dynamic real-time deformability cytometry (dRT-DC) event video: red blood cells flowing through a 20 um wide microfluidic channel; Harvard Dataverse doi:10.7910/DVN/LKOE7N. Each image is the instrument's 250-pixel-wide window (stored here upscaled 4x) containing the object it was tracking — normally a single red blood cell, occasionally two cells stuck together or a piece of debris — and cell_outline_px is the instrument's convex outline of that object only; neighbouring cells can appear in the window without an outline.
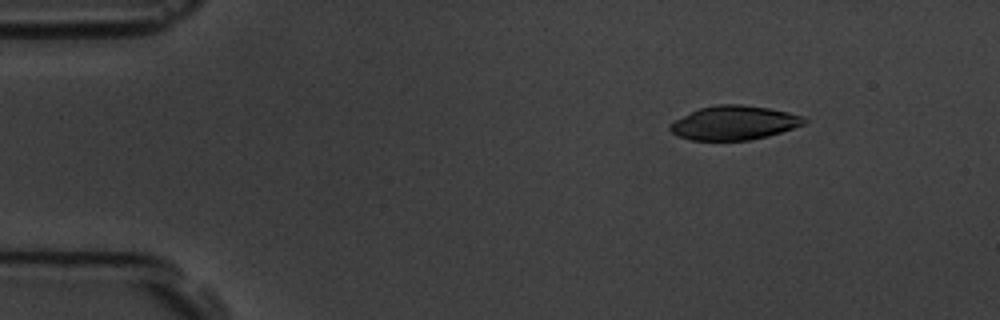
{"species": "common noctule bat (a hibernating species)", "species_latin": "Nyctalus noctula", "temperature_condition": "room temperature", "stored_images_in_passage": 4, "camera_frame_rate_fps": 3000, "um_per_image_px": 0.085, "animal": {"sex": "male", "body_mass_g": 19.5, "forearm_length_mm": 54.6}, "frame": {"image": 1, "passage_image": 2, "time_ms": 2.0, "image_size_px": [1000, 320], "cell_outline_px": [[808, 120], [804, 124], [768, 136], [752, 140], [688, 140], [676, 136], [668, 128], [668, 124], [700, 108], [720, 104], [740, 104], [768, 108], [788, 112], [804, 116]], "centroid_in_image_um": [62.39, 10.45], "position_along_channel_um": 22.6, "area_um2": 26.53}}